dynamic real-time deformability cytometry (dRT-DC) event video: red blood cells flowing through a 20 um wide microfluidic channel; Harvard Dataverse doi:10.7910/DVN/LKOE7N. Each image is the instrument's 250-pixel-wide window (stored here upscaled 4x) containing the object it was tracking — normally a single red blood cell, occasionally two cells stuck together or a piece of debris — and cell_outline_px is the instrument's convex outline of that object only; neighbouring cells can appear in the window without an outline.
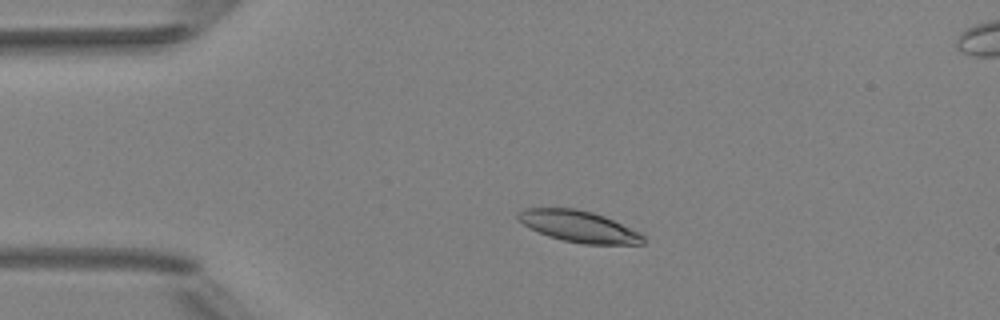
{"species": "Egyptian fruit bat (a non-hibernating species)", "species_latin": "Rousettus aegyptiacus", "temperature_condition": "room temperature", "stored_images_in_passage": 4, "camera_frame_rate_fps": 3000, "um_per_image_px": 0.085, "animal": {"sex": "female"}, "frame": {"image": 1, "passage_image": 2, "time_ms": 1.333, "image_size_px": [1000, 320], "cell_outline_px": [[644, 244], [584, 244], [564, 240], [548, 236], [516, 220], [516, 212], [524, 208], [576, 208], [592, 212], [604, 216], [640, 232], [644, 236]], "centroid_in_image_um": [49.19, 19.23], "position_along_channel_um": 35.8, "area_um2": 22.83}}